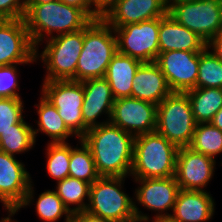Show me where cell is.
Instances as JSON below:
<instances>
[{
	"instance_id": "d4e9b609",
	"label": "cell",
	"mask_w": 222,
	"mask_h": 222,
	"mask_svg": "<svg viewBox=\"0 0 222 222\" xmlns=\"http://www.w3.org/2000/svg\"><path fill=\"white\" fill-rule=\"evenodd\" d=\"M56 185L54 191L71 213L86 210L87 202H89L90 183L68 176L63 180L57 181ZM85 200L88 201L85 202ZM70 205L76 206L71 208Z\"/></svg>"
},
{
	"instance_id": "ba28073f",
	"label": "cell",
	"mask_w": 222,
	"mask_h": 222,
	"mask_svg": "<svg viewBox=\"0 0 222 222\" xmlns=\"http://www.w3.org/2000/svg\"><path fill=\"white\" fill-rule=\"evenodd\" d=\"M168 14L206 43L222 31V0H168Z\"/></svg>"
},
{
	"instance_id": "f1b7e54d",
	"label": "cell",
	"mask_w": 222,
	"mask_h": 222,
	"mask_svg": "<svg viewBox=\"0 0 222 222\" xmlns=\"http://www.w3.org/2000/svg\"><path fill=\"white\" fill-rule=\"evenodd\" d=\"M196 88H222V61L207 47L200 52Z\"/></svg>"
},
{
	"instance_id": "ab89813d",
	"label": "cell",
	"mask_w": 222,
	"mask_h": 222,
	"mask_svg": "<svg viewBox=\"0 0 222 222\" xmlns=\"http://www.w3.org/2000/svg\"><path fill=\"white\" fill-rule=\"evenodd\" d=\"M114 0H94L95 5L103 11L107 8Z\"/></svg>"
},
{
	"instance_id": "b9f144b4",
	"label": "cell",
	"mask_w": 222,
	"mask_h": 222,
	"mask_svg": "<svg viewBox=\"0 0 222 222\" xmlns=\"http://www.w3.org/2000/svg\"><path fill=\"white\" fill-rule=\"evenodd\" d=\"M155 222H177V221L171 219L170 217H167V218L159 219V220H157Z\"/></svg>"
},
{
	"instance_id": "83f0119b",
	"label": "cell",
	"mask_w": 222,
	"mask_h": 222,
	"mask_svg": "<svg viewBox=\"0 0 222 222\" xmlns=\"http://www.w3.org/2000/svg\"><path fill=\"white\" fill-rule=\"evenodd\" d=\"M190 147L193 151L215 159L222 153V131L208 123H197Z\"/></svg>"
},
{
	"instance_id": "484cf974",
	"label": "cell",
	"mask_w": 222,
	"mask_h": 222,
	"mask_svg": "<svg viewBox=\"0 0 222 222\" xmlns=\"http://www.w3.org/2000/svg\"><path fill=\"white\" fill-rule=\"evenodd\" d=\"M33 126L24 120V118L14 124L11 128L0 135V151L15 156L28 152L35 145Z\"/></svg>"
},
{
	"instance_id": "52a82bcc",
	"label": "cell",
	"mask_w": 222,
	"mask_h": 222,
	"mask_svg": "<svg viewBox=\"0 0 222 222\" xmlns=\"http://www.w3.org/2000/svg\"><path fill=\"white\" fill-rule=\"evenodd\" d=\"M84 28L45 40L46 46L36 60H41L47 69L43 81H76V67L83 48Z\"/></svg>"
},
{
	"instance_id": "836d02e7",
	"label": "cell",
	"mask_w": 222,
	"mask_h": 222,
	"mask_svg": "<svg viewBox=\"0 0 222 222\" xmlns=\"http://www.w3.org/2000/svg\"><path fill=\"white\" fill-rule=\"evenodd\" d=\"M25 0H0V19H24Z\"/></svg>"
},
{
	"instance_id": "5b68a950",
	"label": "cell",
	"mask_w": 222,
	"mask_h": 222,
	"mask_svg": "<svg viewBox=\"0 0 222 222\" xmlns=\"http://www.w3.org/2000/svg\"><path fill=\"white\" fill-rule=\"evenodd\" d=\"M127 177H99L90 185L86 211L113 222H137L134 201L124 192Z\"/></svg>"
},
{
	"instance_id": "d6986e66",
	"label": "cell",
	"mask_w": 222,
	"mask_h": 222,
	"mask_svg": "<svg viewBox=\"0 0 222 222\" xmlns=\"http://www.w3.org/2000/svg\"><path fill=\"white\" fill-rule=\"evenodd\" d=\"M132 83L131 97L157 106L172 92L155 61L141 63Z\"/></svg>"
},
{
	"instance_id": "5bb4252c",
	"label": "cell",
	"mask_w": 222,
	"mask_h": 222,
	"mask_svg": "<svg viewBox=\"0 0 222 222\" xmlns=\"http://www.w3.org/2000/svg\"><path fill=\"white\" fill-rule=\"evenodd\" d=\"M35 61L36 48L24 19H0V66Z\"/></svg>"
},
{
	"instance_id": "8992f818",
	"label": "cell",
	"mask_w": 222,
	"mask_h": 222,
	"mask_svg": "<svg viewBox=\"0 0 222 222\" xmlns=\"http://www.w3.org/2000/svg\"><path fill=\"white\" fill-rule=\"evenodd\" d=\"M196 124L185 92H171L157 106L155 131L178 147L190 145Z\"/></svg>"
},
{
	"instance_id": "7a4b0ae2",
	"label": "cell",
	"mask_w": 222,
	"mask_h": 222,
	"mask_svg": "<svg viewBox=\"0 0 222 222\" xmlns=\"http://www.w3.org/2000/svg\"><path fill=\"white\" fill-rule=\"evenodd\" d=\"M25 8L24 21L36 51L39 50L38 45H41L44 40L53 38L55 32L56 36L76 32L92 21L81 9L59 0L25 5Z\"/></svg>"
},
{
	"instance_id": "603a6c76",
	"label": "cell",
	"mask_w": 222,
	"mask_h": 222,
	"mask_svg": "<svg viewBox=\"0 0 222 222\" xmlns=\"http://www.w3.org/2000/svg\"><path fill=\"white\" fill-rule=\"evenodd\" d=\"M37 107L38 128H33L36 140L37 133L43 132L52 140L50 143H66L68 137L76 136L65 124L64 120L58 114L56 107L47 100L42 94Z\"/></svg>"
},
{
	"instance_id": "7c38bea8",
	"label": "cell",
	"mask_w": 222,
	"mask_h": 222,
	"mask_svg": "<svg viewBox=\"0 0 222 222\" xmlns=\"http://www.w3.org/2000/svg\"><path fill=\"white\" fill-rule=\"evenodd\" d=\"M32 186L24 163L0 151V202L3 207L25 208L32 204L35 195Z\"/></svg>"
},
{
	"instance_id": "6da1fadb",
	"label": "cell",
	"mask_w": 222,
	"mask_h": 222,
	"mask_svg": "<svg viewBox=\"0 0 222 222\" xmlns=\"http://www.w3.org/2000/svg\"><path fill=\"white\" fill-rule=\"evenodd\" d=\"M89 147L100 177L131 174L134 136L108 122L89 128L80 138Z\"/></svg>"
},
{
	"instance_id": "7402d4cb",
	"label": "cell",
	"mask_w": 222,
	"mask_h": 222,
	"mask_svg": "<svg viewBox=\"0 0 222 222\" xmlns=\"http://www.w3.org/2000/svg\"><path fill=\"white\" fill-rule=\"evenodd\" d=\"M141 63L119 52L112 57L104 78L108 81L115 100L131 97L134 75Z\"/></svg>"
},
{
	"instance_id": "8fae6325",
	"label": "cell",
	"mask_w": 222,
	"mask_h": 222,
	"mask_svg": "<svg viewBox=\"0 0 222 222\" xmlns=\"http://www.w3.org/2000/svg\"><path fill=\"white\" fill-rule=\"evenodd\" d=\"M117 52L143 62H154L159 55V18L112 27Z\"/></svg>"
},
{
	"instance_id": "9a60e30c",
	"label": "cell",
	"mask_w": 222,
	"mask_h": 222,
	"mask_svg": "<svg viewBox=\"0 0 222 222\" xmlns=\"http://www.w3.org/2000/svg\"><path fill=\"white\" fill-rule=\"evenodd\" d=\"M201 51H166L159 53L156 63L172 92L196 88Z\"/></svg>"
},
{
	"instance_id": "ffe728a7",
	"label": "cell",
	"mask_w": 222,
	"mask_h": 222,
	"mask_svg": "<svg viewBox=\"0 0 222 222\" xmlns=\"http://www.w3.org/2000/svg\"><path fill=\"white\" fill-rule=\"evenodd\" d=\"M214 211V199L205 189H180L170 218L177 222H207L213 217Z\"/></svg>"
},
{
	"instance_id": "d590c367",
	"label": "cell",
	"mask_w": 222,
	"mask_h": 222,
	"mask_svg": "<svg viewBox=\"0 0 222 222\" xmlns=\"http://www.w3.org/2000/svg\"><path fill=\"white\" fill-rule=\"evenodd\" d=\"M68 222H113V221L95 216L85 210L81 212L71 213L70 219Z\"/></svg>"
},
{
	"instance_id": "e0dca14e",
	"label": "cell",
	"mask_w": 222,
	"mask_h": 222,
	"mask_svg": "<svg viewBox=\"0 0 222 222\" xmlns=\"http://www.w3.org/2000/svg\"><path fill=\"white\" fill-rule=\"evenodd\" d=\"M168 0H114L102 11L101 18L111 27H122L164 17Z\"/></svg>"
},
{
	"instance_id": "9c48e42d",
	"label": "cell",
	"mask_w": 222,
	"mask_h": 222,
	"mask_svg": "<svg viewBox=\"0 0 222 222\" xmlns=\"http://www.w3.org/2000/svg\"><path fill=\"white\" fill-rule=\"evenodd\" d=\"M139 183L135 189L134 212L137 222H155L162 218L171 216L167 211L174 208L178 192L180 190L174 176L165 178H144L134 179ZM147 208L149 211H156L152 221L149 215L143 214L136 205V202Z\"/></svg>"
},
{
	"instance_id": "3957f363",
	"label": "cell",
	"mask_w": 222,
	"mask_h": 222,
	"mask_svg": "<svg viewBox=\"0 0 222 222\" xmlns=\"http://www.w3.org/2000/svg\"><path fill=\"white\" fill-rule=\"evenodd\" d=\"M179 147L159 133L134 137L131 174L134 179L175 176Z\"/></svg>"
},
{
	"instance_id": "1f68e13d",
	"label": "cell",
	"mask_w": 222,
	"mask_h": 222,
	"mask_svg": "<svg viewBox=\"0 0 222 222\" xmlns=\"http://www.w3.org/2000/svg\"><path fill=\"white\" fill-rule=\"evenodd\" d=\"M24 103L21 98H0V135L14 128L25 115Z\"/></svg>"
},
{
	"instance_id": "cb8c5ba5",
	"label": "cell",
	"mask_w": 222,
	"mask_h": 222,
	"mask_svg": "<svg viewBox=\"0 0 222 222\" xmlns=\"http://www.w3.org/2000/svg\"><path fill=\"white\" fill-rule=\"evenodd\" d=\"M188 95L196 123H208L222 108V88H193Z\"/></svg>"
},
{
	"instance_id": "74e56055",
	"label": "cell",
	"mask_w": 222,
	"mask_h": 222,
	"mask_svg": "<svg viewBox=\"0 0 222 222\" xmlns=\"http://www.w3.org/2000/svg\"><path fill=\"white\" fill-rule=\"evenodd\" d=\"M5 210L7 211L8 216L1 218L0 222H17L16 220H12L11 217H13V215L16 214V212H18L20 210L19 207H4Z\"/></svg>"
},
{
	"instance_id": "f35d334b",
	"label": "cell",
	"mask_w": 222,
	"mask_h": 222,
	"mask_svg": "<svg viewBox=\"0 0 222 222\" xmlns=\"http://www.w3.org/2000/svg\"><path fill=\"white\" fill-rule=\"evenodd\" d=\"M210 123L222 131V108L215 114Z\"/></svg>"
},
{
	"instance_id": "2e32d148",
	"label": "cell",
	"mask_w": 222,
	"mask_h": 222,
	"mask_svg": "<svg viewBox=\"0 0 222 222\" xmlns=\"http://www.w3.org/2000/svg\"><path fill=\"white\" fill-rule=\"evenodd\" d=\"M215 166L214 158L188 146L179 147L174 177L182 190L203 191L214 176Z\"/></svg>"
},
{
	"instance_id": "4fadbf2b",
	"label": "cell",
	"mask_w": 222,
	"mask_h": 222,
	"mask_svg": "<svg viewBox=\"0 0 222 222\" xmlns=\"http://www.w3.org/2000/svg\"><path fill=\"white\" fill-rule=\"evenodd\" d=\"M157 105L133 97L116 99L110 123L134 137L156 130Z\"/></svg>"
},
{
	"instance_id": "ac0fdd59",
	"label": "cell",
	"mask_w": 222,
	"mask_h": 222,
	"mask_svg": "<svg viewBox=\"0 0 222 222\" xmlns=\"http://www.w3.org/2000/svg\"><path fill=\"white\" fill-rule=\"evenodd\" d=\"M84 100L82 105L83 135L89 128L108 123L115 98L108 81L102 78H92L82 81ZM108 117L104 122H98L99 116Z\"/></svg>"
},
{
	"instance_id": "44dd1931",
	"label": "cell",
	"mask_w": 222,
	"mask_h": 222,
	"mask_svg": "<svg viewBox=\"0 0 222 222\" xmlns=\"http://www.w3.org/2000/svg\"><path fill=\"white\" fill-rule=\"evenodd\" d=\"M159 53L166 51H202L206 42L177 22L170 14L159 18Z\"/></svg>"
},
{
	"instance_id": "60d3db41",
	"label": "cell",
	"mask_w": 222,
	"mask_h": 222,
	"mask_svg": "<svg viewBox=\"0 0 222 222\" xmlns=\"http://www.w3.org/2000/svg\"><path fill=\"white\" fill-rule=\"evenodd\" d=\"M55 0H25V5H37L52 2Z\"/></svg>"
},
{
	"instance_id": "4dcf8cb0",
	"label": "cell",
	"mask_w": 222,
	"mask_h": 222,
	"mask_svg": "<svg viewBox=\"0 0 222 222\" xmlns=\"http://www.w3.org/2000/svg\"><path fill=\"white\" fill-rule=\"evenodd\" d=\"M36 213L44 222H56L63 215L65 216L64 221L68 222L71 215L54 190H46L38 196Z\"/></svg>"
},
{
	"instance_id": "277c9868",
	"label": "cell",
	"mask_w": 222,
	"mask_h": 222,
	"mask_svg": "<svg viewBox=\"0 0 222 222\" xmlns=\"http://www.w3.org/2000/svg\"><path fill=\"white\" fill-rule=\"evenodd\" d=\"M116 52L117 39L114 29L102 18L92 20L84 28L83 48L76 67V81L104 77Z\"/></svg>"
},
{
	"instance_id": "f546056e",
	"label": "cell",
	"mask_w": 222,
	"mask_h": 222,
	"mask_svg": "<svg viewBox=\"0 0 222 222\" xmlns=\"http://www.w3.org/2000/svg\"><path fill=\"white\" fill-rule=\"evenodd\" d=\"M46 169L51 178L56 181L69 176L71 145L66 143H48L46 153Z\"/></svg>"
},
{
	"instance_id": "30bf717a",
	"label": "cell",
	"mask_w": 222,
	"mask_h": 222,
	"mask_svg": "<svg viewBox=\"0 0 222 222\" xmlns=\"http://www.w3.org/2000/svg\"><path fill=\"white\" fill-rule=\"evenodd\" d=\"M42 95L57 109L67 127L79 139L83 136V84L73 80L43 81Z\"/></svg>"
},
{
	"instance_id": "d6a6232c",
	"label": "cell",
	"mask_w": 222,
	"mask_h": 222,
	"mask_svg": "<svg viewBox=\"0 0 222 222\" xmlns=\"http://www.w3.org/2000/svg\"><path fill=\"white\" fill-rule=\"evenodd\" d=\"M18 65L20 64L0 66V98H21L17 92L20 90L17 79Z\"/></svg>"
},
{
	"instance_id": "4316f807",
	"label": "cell",
	"mask_w": 222,
	"mask_h": 222,
	"mask_svg": "<svg viewBox=\"0 0 222 222\" xmlns=\"http://www.w3.org/2000/svg\"><path fill=\"white\" fill-rule=\"evenodd\" d=\"M80 147L71 146L69 177L93 184L100 176L89 147L79 138Z\"/></svg>"
},
{
	"instance_id": "8d00e7d4",
	"label": "cell",
	"mask_w": 222,
	"mask_h": 222,
	"mask_svg": "<svg viewBox=\"0 0 222 222\" xmlns=\"http://www.w3.org/2000/svg\"><path fill=\"white\" fill-rule=\"evenodd\" d=\"M206 47L222 61V31L214 36L207 44Z\"/></svg>"
},
{
	"instance_id": "e575fe53",
	"label": "cell",
	"mask_w": 222,
	"mask_h": 222,
	"mask_svg": "<svg viewBox=\"0 0 222 222\" xmlns=\"http://www.w3.org/2000/svg\"><path fill=\"white\" fill-rule=\"evenodd\" d=\"M64 4L81 9L91 20L100 19L102 11L95 5L94 0H59Z\"/></svg>"
}]
</instances>
